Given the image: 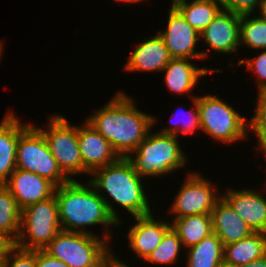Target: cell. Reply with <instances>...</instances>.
I'll use <instances>...</instances> for the list:
<instances>
[{
    "label": "cell",
    "instance_id": "obj_1",
    "mask_svg": "<svg viewBox=\"0 0 266 267\" xmlns=\"http://www.w3.org/2000/svg\"><path fill=\"white\" fill-rule=\"evenodd\" d=\"M136 100L122 90L86 121L111 145L119 157H127L157 124V117L137 108Z\"/></svg>",
    "mask_w": 266,
    "mask_h": 267
},
{
    "label": "cell",
    "instance_id": "obj_2",
    "mask_svg": "<svg viewBox=\"0 0 266 267\" xmlns=\"http://www.w3.org/2000/svg\"><path fill=\"white\" fill-rule=\"evenodd\" d=\"M54 194L58 204L61 230L101 235L110 244L112 243L114 235L111 229L114 232V227L120 228L119 222L111 215L107 204L87 179L70 180L57 186ZM98 225L104 227L101 234L89 230L90 227Z\"/></svg>",
    "mask_w": 266,
    "mask_h": 267
},
{
    "label": "cell",
    "instance_id": "obj_3",
    "mask_svg": "<svg viewBox=\"0 0 266 267\" xmlns=\"http://www.w3.org/2000/svg\"><path fill=\"white\" fill-rule=\"evenodd\" d=\"M89 176L87 181L105 201L120 226L123 221L120 212L115 209L118 206L133 217L154 214L155 209L150 207L151 198L146 193L144 179L134 171L127 157H119L112 164L94 170Z\"/></svg>",
    "mask_w": 266,
    "mask_h": 267
},
{
    "label": "cell",
    "instance_id": "obj_4",
    "mask_svg": "<svg viewBox=\"0 0 266 267\" xmlns=\"http://www.w3.org/2000/svg\"><path fill=\"white\" fill-rule=\"evenodd\" d=\"M179 139L176 135L150 131L127 159L133 165L134 171L145 180L173 174L184 168L188 162Z\"/></svg>",
    "mask_w": 266,
    "mask_h": 267
},
{
    "label": "cell",
    "instance_id": "obj_5",
    "mask_svg": "<svg viewBox=\"0 0 266 267\" xmlns=\"http://www.w3.org/2000/svg\"><path fill=\"white\" fill-rule=\"evenodd\" d=\"M196 101L200 113L201 131L215 142L233 145L252 136L248 135L249 119L217 94L197 95Z\"/></svg>",
    "mask_w": 266,
    "mask_h": 267
},
{
    "label": "cell",
    "instance_id": "obj_6",
    "mask_svg": "<svg viewBox=\"0 0 266 267\" xmlns=\"http://www.w3.org/2000/svg\"><path fill=\"white\" fill-rule=\"evenodd\" d=\"M43 250L69 267H104L113 246L101 236L61 230Z\"/></svg>",
    "mask_w": 266,
    "mask_h": 267
},
{
    "label": "cell",
    "instance_id": "obj_7",
    "mask_svg": "<svg viewBox=\"0 0 266 267\" xmlns=\"http://www.w3.org/2000/svg\"><path fill=\"white\" fill-rule=\"evenodd\" d=\"M50 113L46 128L37 127L49 146L58 167L69 180L84 175L83 161L78 145V125L69 123L67 117ZM75 176V177H74Z\"/></svg>",
    "mask_w": 266,
    "mask_h": 267
},
{
    "label": "cell",
    "instance_id": "obj_8",
    "mask_svg": "<svg viewBox=\"0 0 266 267\" xmlns=\"http://www.w3.org/2000/svg\"><path fill=\"white\" fill-rule=\"evenodd\" d=\"M61 231L55 194L21 211L20 231L15 246L41 250Z\"/></svg>",
    "mask_w": 266,
    "mask_h": 267
},
{
    "label": "cell",
    "instance_id": "obj_9",
    "mask_svg": "<svg viewBox=\"0 0 266 267\" xmlns=\"http://www.w3.org/2000/svg\"><path fill=\"white\" fill-rule=\"evenodd\" d=\"M16 168L36 173L56 187L70 181L58 167L45 137L31 122L19 134Z\"/></svg>",
    "mask_w": 266,
    "mask_h": 267
},
{
    "label": "cell",
    "instance_id": "obj_10",
    "mask_svg": "<svg viewBox=\"0 0 266 267\" xmlns=\"http://www.w3.org/2000/svg\"><path fill=\"white\" fill-rule=\"evenodd\" d=\"M182 186L173 197L168 208L172 219L189 215L211 214L216 202L221 198L219 187L205 178L202 173L189 171Z\"/></svg>",
    "mask_w": 266,
    "mask_h": 267
},
{
    "label": "cell",
    "instance_id": "obj_11",
    "mask_svg": "<svg viewBox=\"0 0 266 267\" xmlns=\"http://www.w3.org/2000/svg\"><path fill=\"white\" fill-rule=\"evenodd\" d=\"M167 10L169 11L167 26L165 30H160L159 35L163 38L170 57L199 61L208 59L212 55L210 50L197 48L200 43V33L185 20L172 4Z\"/></svg>",
    "mask_w": 266,
    "mask_h": 267
},
{
    "label": "cell",
    "instance_id": "obj_12",
    "mask_svg": "<svg viewBox=\"0 0 266 267\" xmlns=\"http://www.w3.org/2000/svg\"><path fill=\"white\" fill-rule=\"evenodd\" d=\"M240 19L235 13L222 10L200 33V42L217 55H231L240 49Z\"/></svg>",
    "mask_w": 266,
    "mask_h": 267
},
{
    "label": "cell",
    "instance_id": "obj_13",
    "mask_svg": "<svg viewBox=\"0 0 266 267\" xmlns=\"http://www.w3.org/2000/svg\"><path fill=\"white\" fill-rule=\"evenodd\" d=\"M135 223L127 230L128 248L136 258L143 261L158 247L165 233L171 228L168 219H159L155 215L133 217Z\"/></svg>",
    "mask_w": 266,
    "mask_h": 267
},
{
    "label": "cell",
    "instance_id": "obj_14",
    "mask_svg": "<svg viewBox=\"0 0 266 267\" xmlns=\"http://www.w3.org/2000/svg\"><path fill=\"white\" fill-rule=\"evenodd\" d=\"M257 190L228 188L221 197L253 232L266 233V196Z\"/></svg>",
    "mask_w": 266,
    "mask_h": 267
},
{
    "label": "cell",
    "instance_id": "obj_15",
    "mask_svg": "<svg viewBox=\"0 0 266 267\" xmlns=\"http://www.w3.org/2000/svg\"><path fill=\"white\" fill-rule=\"evenodd\" d=\"M3 185L10 191L21 211L50 198L56 188L48 179L18 168Z\"/></svg>",
    "mask_w": 266,
    "mask_h": 267
},
{
    "label": "cell",
    "instance_id": "obj_16",
    "mask_svg": "<svg viewBox=\"0 0 266 267\" xmlns=\"http://www.w3.org/2000/svg\"><path fill=\"white\" fill-rule=\"evenodd\" d=\"M78 145L86 177L119 158L110 143L85 119L81 126L78 125Z\"/></svg>",
    "mask_w": 266,
    "mask_h": 267
},
{
    "label": "cell",
    "instance_id": "obj_17",
    "mask_svg": "<svg viewBox=\"0 0 266 267\" xmlns=\"http://www.w3.org/2000/svg\"><path fill=\"white\" fill-rule=\"evenodd\" d=\"M191 60L193 59L172 58L161 73L164 74L162 78L167 90L180 96L187 93L192 99L197 97L195 93L193 94V89L199 85V80L204 76L206 78L208 73L222 72V69H212L207 66L200 68L199 65L193 64L195 60Z\"/></svg>",
    "mask_w": 266,
    "mask_h": 267
},
{
    "label": "cell",
    "instance_id": "obj_18",
    "mask_svg": "<svg viewBox=\"0 0 266 267\" xmlns=\"http://www.w3.org/2000/svg\"><path fill=\"white\" fill-rule=\"evenodd\" d=\"M134 48H132L133 51L123 65V69L127 72L161 73L172 59L163 38L158 32L147 40L144 38Z\"/></svg>",
    "mask_w": 266,
    "mask_h": 267
},
{
    "label": "cell",
    "instance_id": "obj_19",
    "mask_svg": "<svg viewBox=\"0 0 266 267\" xmlns=\"http://www.w3.org/2000/svg\"><path fill=\"white\" fill-rule=\"evenodd\" d=\"M28 124L22 123L12 110L0 121V184H4L16 169L19 134Z\"/></svg>",
    "mask_w": 266,
    "mask_h": 267
},
{
    "label": "cell",
    "instance_id": "obj_20",
    "mask_svg": "<svg viewBox=\"0 0 266 267\" xmlns=\"http://www.w3.org/2000/svg\"><path fill=\"white\" fill-rule=\"evenodd\" d=\"M211 216L213 233L218 236L224 246L246 238L253 233L251 228L222 197L216 202Z\"/></svg>",
    "mask_w": 266,
    "mask_h": 267
},
{
    "label": "cell",
    "instance_id": "obj_21",
    "mask_svg": "<svg viewBox=\"0 0 266 267\" xmlns=\"http://www.w3.org/2000/svg\"><path fill=\"white\" fill-rule=\"evenodd\" d=\"M266 255V233L253 232L246 238L224 246V262L236 267Z\"/></svg>",
    "mask_w": 266,
    "mask_h": 267
},
{
    "label": "cell",
    "instance_id": "obj_22",
    "mask_svg": "<svg viewBox=\"0 0 266 267\" xmlns=\"http://www.w3.org/2000/svg\"><path fill=\"white\" fill-rule=\"evenodd\" d=\"M171 4L199 33L223 10L219 0H172Z\"/></svg>",
    "mask_w": 266,
    "mask_h": 267
},
{
    "label": "cell",
    "instance_id": "obj_23",
    "mask_svg": "<svg viewBox=\"0 0 266 267\" xmlns=\"http://www.w3.org/2000/svg\"><path fill=\"white\" fill-rule=\"evenodd\" d=\"M170 222L185 249L198 244L213 233L211 214L189 215L171 219Z\"/></svg>",
    "mask_w": 266,
    "mask_h": 267
},
{
    "label": "cell",
    "instance_id": "obj_24",
    "mask_svg": "<svg viewBox=\"0 0 266 267\" xmlns=\"http://www.w3.org/2000/svg\"><path fill=\"white\" fill-rule=\"evenodd\" d=\"M186 267H218L224 261V245L215 233L186 249Z\"/></svg>",
    "mask_w": 266,
    "mask_h": 267
},
{
    "label": "cell",
    "instance_id": "obj_25",
    "mask_svg": "<svg viewBox=\"0 0 266 267\" xmlns=\"http://www.w3.org/2000/svg\"><path fill=\"white\" fill-rule=\"evenodd\" d=\"M21 221V210L10 191L0 184V233L16 242Z\"/></svg>",
    "mask_w": 266,
    "mask_h": 267
},
{
    "label": "cell",
    "instance_id": "obj_26",
    "mask_svg": "<svg viewBox=\"0 0 266 267\" xmlns=\"http://www.w3.org/2000/svg\"><path fill=\"white\" fill-rule=\"evenodd\" d=\"M239 36L240 47L257 52L266 50V20L256 14L241 16Z\"/></svg>",
    "mask_w": 266,
    "mask_h": 267
},
{
    "label": "cell",
    "instance_id": "obj_27",
    "mask_svg": "<svg viewBox=\"0 0 266 267\" xmlns=\"http://www.w3.org/2000/svg\"><path fill=\"white\" fill-rule=\"evenodd\" d=\"M183 250L186 249L178 234L171 227L163 236L158 247L143 262L154 265L162 264L165 267L179 265L178 261L181 258L179 255Z\"/></svg>",
    "mask_w": 266,
    "mask_h": 267
},
{
    "label": "cell",
    "instance_id": "obj_28",
    "mask_svg": "<svg viewBox=\"0 0 266 267\" xmlns=\"http://www.w3.org/2000/svg\"><path fill=\"white\" fill-rule=\"evenodd\" d=\"M191 101L193 102L191 105L192 107L188 109V111L183 110V112L182 111L177 112L179 111L177 110L176 111L177 113L173 111L174 114L170 115V118H169L171 120V124H169L168 126L164 128L162 127V129L156 130V131L161 134L176 135L179 137V135L181 134L189 136V135L194 134L196 131L201 130L200 113H199V109L197 106L196 98H192ZM178 114L180 115L186 114L187 117L186 115L185 116L183 115L181 117ZM172 119L173 120L175 119V122L174 121L172 122Z\"/></svg>",
    "mask_w": 266,
    "mask_h": 267
},
{
    "label": "cell",
    "instance_id": "obj_29",
    "mask_svg": "<svg viewBox=\"0 0 266 267\" xmlns=\"http://www.w3.org/2000/svg\"><path fill=\"white\" fill-rule=\"evenodd\" d=\"M256 93L255 113L249 118V133L256 135L258 145L266 137V90Z\"/></svg>",
    "mask_w": 266,
    "mask_h": 267
},
{
    "label": "cell",
    "instance_id": "obj_30",
    "mask_svg": "<svg viewBox=\"0 0 266 267\" xmlns=\"http://www.w3.org/2000/svg\"><path fill=\"white\" fill-rule=\"evenodd\" d=\"M260 53L256 54L255 57L252 58H244L238 60V63L231 64V67H235L238 64L239 66L245 65L247 71L253 72L255 76V82L257 87V92L262 90H266V50H259Z\"/></svg>",
    "mask_w": 266,
    "mask_h": 267
},
{
    "label": "cell",
    "instance_id": "obj_31",
    "mask_svg": "<svg viewBox=\"0 0 266 267\" xmlns=\"http://www.w3.org/2000/svg\"><path fill=\"white\" fill-rule=\"evenodd\" d=\"M2 267H36V250L14 246L2 263Z\"/></svg>",
    "mask_w": 266,
    "mask_h": 267
},
{
    "label": "cell",
    "instance_id": "obj_32",
    "mask_svg": "<svg viewBox=\"0 0 266 267\" xmlns=\"http://www.w3.org/2000/svg\"><path fill=\"white\" fill-rule=\"evenodd\" d=\"M261 0H219L223 10L235 13L237 15L257 14Z\"/></svg>",
    "mask_w": 266,
    "mask_h": 267
},
{
    "label": "cell",
    "instance_id": "obj_33",
    "mask_svg": "<svg viewBox=\"0 0 266 267\" xmlns=\"http://www.w3.org/2000/svg\"><path fill=\"white\" fill-rule=\"evenodd\" d=\"M36 267H69L59 259L48 255L43 249L36 250Z\"/></svg>",
    "mask_w": 266,
    "mask_h": 267
},
{
    "label": "cell",
    "instance_id": "obj_34",
    "mask_svg": "<svg viewBox=\"0 0 266 267\" xmlns=\"http://www.w3.org/2000/svg\"><path fill=\"white\" fill-rule=\"evenodd\" d=\"M15 246V243L6 235L0 233V264L7 258L9 251Z\"/></svg>",
    "mask_w": 266,
    "mask_h": 267
},
{
    "label": "cell",
    "instance_id": "obj_35",
    "mask_svg": "<svg viewBox=\"0 0 266 267\" xmlns=\"http://www.w3.org/2000/svg\"><path fill=\"white\" fill-rule=\"evenodd\" d=\"M115 252L113 251L105 260L104 267H131L129 263L123 262V260H120L122 258H118L119 256H116Z\"/></svg>",
    "mask_w": 266,
    "mask_h": 267
},
{
    "label": "cell",
    "instance_id": "obj_36",
    "mask_svg": "<svg viewBox=\"0 0 266 267\" xmlns=\"http://www.w3.org/2000/svg\"><path fill=\"white\" fill-rule=\"evenodd\" d=\"M238 267H266V255L261 259L251 261L248 264L238 266Z\"/></svg>",
    "mask_w": 266,
    "mask_h": 267
},
{
    "label": "cell",
    "instance_id": "obj_37",
    "mask_svg": "<svg viewBox=\"0 0 266 267\" xmlns=\"http://www.w3.org/2000/svg\"><path fill=\"white\" fill-rule=\"evenodd\" d=\"M259 12V13H258ZM258 17L266 20V0H261L259 8L257 10Z\"/></svg>",
    "mask_w": 266,
    "mask_h": 267
},
{
    "label": "cell",
    "instance_id": "obj_38",
    "mask_svg": "<svg viewBox=\"0 0 266 267\" xmlns=\"http://www.w3.org/2000/svg\"><path fill=\"white\" fill-rule=\"evenodd\" d=\"M256 150L259 152V150H261L260 152L265 156L264 159H266V137L256 146ZM266 182V180H265ZM266 186V185H264ZM264 190H266V187H264Z\"/></svg>",
    "mask_w": 266,
    "mask_h": 267
},
{
    "label": "cell",
    "instance_id": "obj_39",
    "mask_svg": "<svg viewBox=\"0 0 266 267\" xmlns=\"http://www.w3.org/2000/svg\"><path fill=\"white\" fill-rule=\"evenodd\" d=\"M120 1H121V3H140V2H142V1H145V0H114V2H118V3H120Z\"/></svg>",
    "mask_w": 266,
    "mask_h": 267
},
{
    "label": "cell",
    "instance_id": "obj_40",
    "mask_svg": "<svg viewBox=\"0 0 266 267\" xmlns=\"http://www.w3.org/2000/svg\"><path fill=\"white\" fill-rule=\"evenodd\" d=\"M4 42H2V40H0V61L2 60V56H3V50H4Z\"/></svg>",
    "mask_w": 266,
    "mask_h": 267
},
{
    "label": "cell",
    "instance_id": "obj_41",
    "mask_svg": "<svg viewBox=\"0 0 266 267\" xmlns=\"http://www.w3.org/2000/svg\"><path fill=\"white\" fill-rule=\"evenodd\" d=\"M218 267H236V266L227 264V263H225V262L223 261Z\"/></svg>",
    "mask_w": 266,
    "mask_h": 267
}]
</instances>
